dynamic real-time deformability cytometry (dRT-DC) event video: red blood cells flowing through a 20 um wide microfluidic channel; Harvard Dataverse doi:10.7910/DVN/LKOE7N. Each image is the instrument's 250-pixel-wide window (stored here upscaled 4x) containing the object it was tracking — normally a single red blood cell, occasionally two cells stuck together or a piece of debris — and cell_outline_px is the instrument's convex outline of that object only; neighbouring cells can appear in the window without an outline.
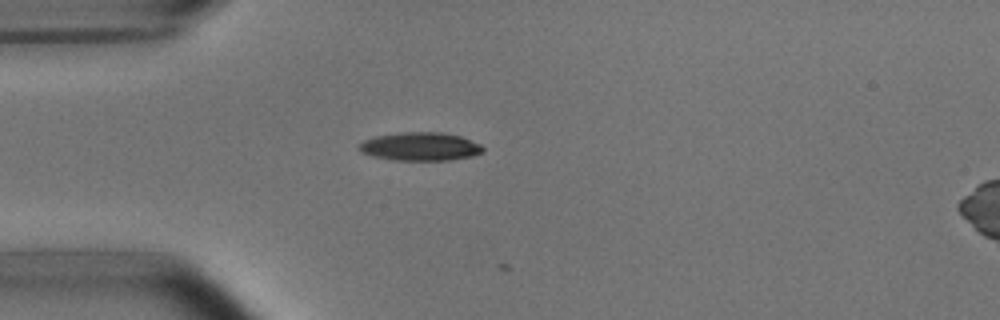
{"species": "common noctule bat (a hibernating species)", "species_latin": "Nyctalus noctula", "temperature_condition": "room temperature", "stored_images_in_passage": 2, "camera_frame_rate_fps": 3000, "um_per_image_px": 0.085, "animal": {"sex": "male", "body_mass_g": 15.6}, "frame": {"image": 1, "passage_image": 1, "time_ms": 0.0, "image_size_px": [1000, 320], "cell_outline_px": [[484, 152], [472, 156], [448, 160], [392, 160], [372, 156], [360, 152], [356, 148], [356, 144], [364, 140], [376, 136], [400, 132], [444, 132], [460, 136], [480, 144], [484, 148]], "centroid_in_image_um": [35.67, 12.45], "position_along_channel_um": 49.3, "area_um2": 20.69}}